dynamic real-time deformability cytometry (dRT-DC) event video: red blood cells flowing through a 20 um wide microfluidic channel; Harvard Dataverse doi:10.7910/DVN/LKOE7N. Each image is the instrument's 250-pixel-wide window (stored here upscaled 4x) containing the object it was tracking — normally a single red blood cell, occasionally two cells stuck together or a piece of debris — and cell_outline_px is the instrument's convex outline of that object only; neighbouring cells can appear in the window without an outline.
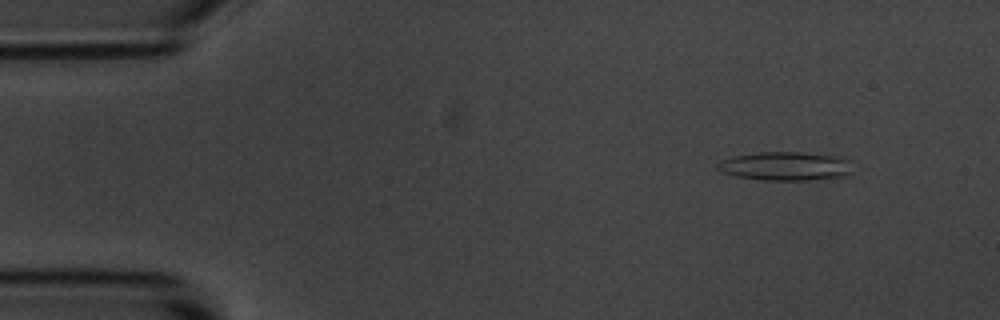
{"species": "common noctule bat (a hibernating species)", "species_latin": "Nyctalus noctula", "temperature_condition": "room temperature", "stored_images_in_passage": 5, "camera_frame_rate_fps": 3000, "um_per_image_px": 0.085, "animal": {"sex": "male", "body_mass_g": 20.1, "forearm_length_mm": 53.5}, "frame": {"image": 1, "passage_image": 2, "time_ms": 1.333, "image_size_px": [1000, 320], "cell_outline_px": [[852, 172], [848, 176], [808, 180], [760, 180], [732, 176], [716, 168], [716, 164], [720, 160], [732, 156], [756, 152], [800, 152], [852, 156]], "centroid_in_image_um": [66.86, 14.11], "position_along_channel_um": 18.1, "area_um2": 23.52}}
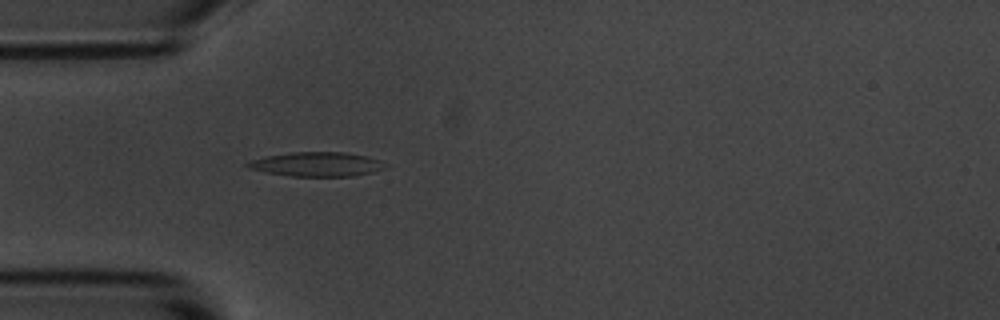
{"frame": {"image": 2, "passage_image": 5, "time_ms": 4.667, "image_size_px": [1000, 320], "cell_outline_px": [[384, 168], [372, 172], [352, 176], [292, 176], [264, 172], [248, 168], [244, 164], [252, 160], [264, 156], [292, 152], [344, 152], [364, 156], [376, 160]], "centroid_in_image_um": [26.8, 13.96], "position_along_channel_um": 58.2, "area_um2": 19.07}}